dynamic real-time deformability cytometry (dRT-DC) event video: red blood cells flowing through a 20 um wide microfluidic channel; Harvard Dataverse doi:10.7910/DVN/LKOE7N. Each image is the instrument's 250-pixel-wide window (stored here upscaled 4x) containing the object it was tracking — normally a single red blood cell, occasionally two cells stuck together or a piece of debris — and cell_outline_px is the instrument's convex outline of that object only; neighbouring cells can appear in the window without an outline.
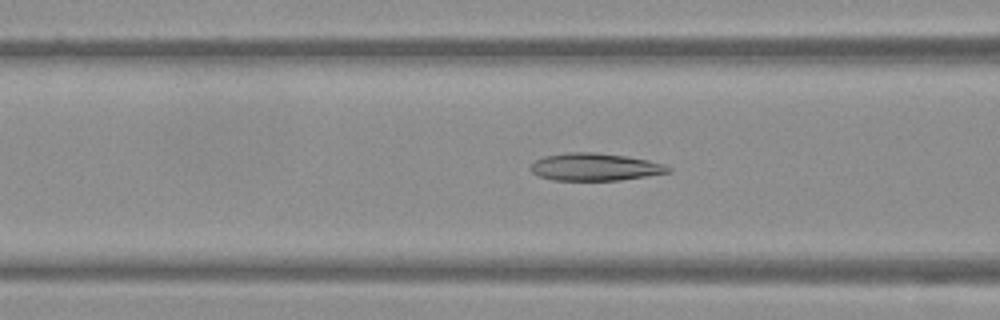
{"species": "Egyptian fruit bat (a non-hibernating species)", "species_latin": "Rousettus aegyptiacus", "temperature_condition": "warm", "stored_images_in_passage": 37, "camera_frame_rate_fps": 3000, "um_per_image_px": 0.085, "frame": {"image": 1, "passage_image": 21, "time_ms": 6.667, "image_size_px": [1000, 320], "cell_outline_px": [[672, 172], [620, 180], [552, 180], [540, 176], [532, 172], [528, 168], [536, 160], [544, 156], [568, 152], [596, 152], [624, 156], [648, 160], [664, 164], [672, 168]], "centroid_in_image_um": [50.58, 14.19], "position_along_channel_um": 116.0, "area_um2": 22.02}}
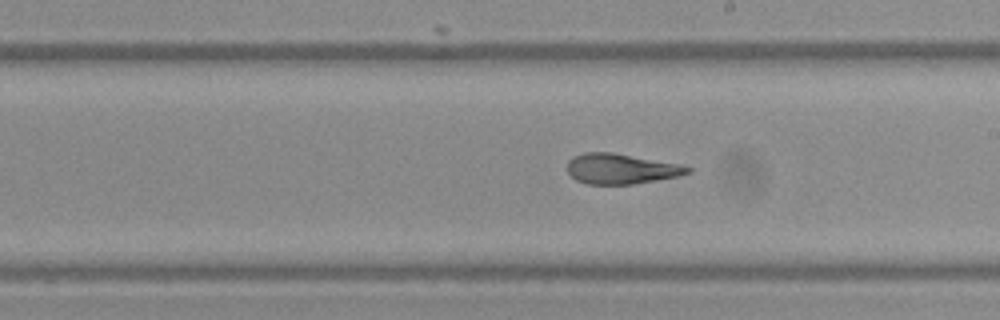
{"frame": {"image": 2, "passage_image": 30, "time_ms": 9.667, "image_size_px": [1000, 320], "cell_outline_px": [[692, 172], [676, 176], [656, 180], [632, 184], [588, 184], [576, 180], [568, 172], [568, 160], [572, 156], [584, 152], [612, 152], [680, 164], [692, 168]], "centroid_in_image_um": [52.77, 14.34], "position_along_channel_um": 236.2, "area_um2": 21.15}}
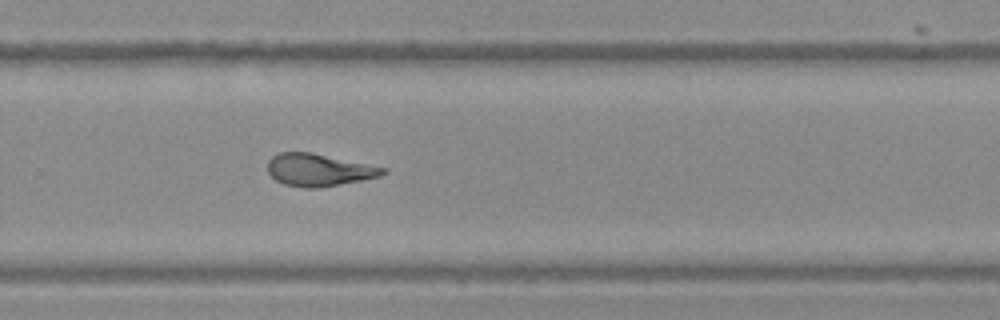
{"frame": {"image": 3, "passage_image": 35, "time_ms": 11.333, "image_size_px": [1000, 320], "cell_outline_px": [[388, 172], [380, 176], [360, 180], [316, 188], [304, 188], [284, 184], [276, 180], [268, 172], [268, 160], [276, 152], [312, 152], [388, 168]], "centroid_in_image_um": [27.09, 14.43], "position_along_channel_um": 302.7, "area_um2": 21.73}}